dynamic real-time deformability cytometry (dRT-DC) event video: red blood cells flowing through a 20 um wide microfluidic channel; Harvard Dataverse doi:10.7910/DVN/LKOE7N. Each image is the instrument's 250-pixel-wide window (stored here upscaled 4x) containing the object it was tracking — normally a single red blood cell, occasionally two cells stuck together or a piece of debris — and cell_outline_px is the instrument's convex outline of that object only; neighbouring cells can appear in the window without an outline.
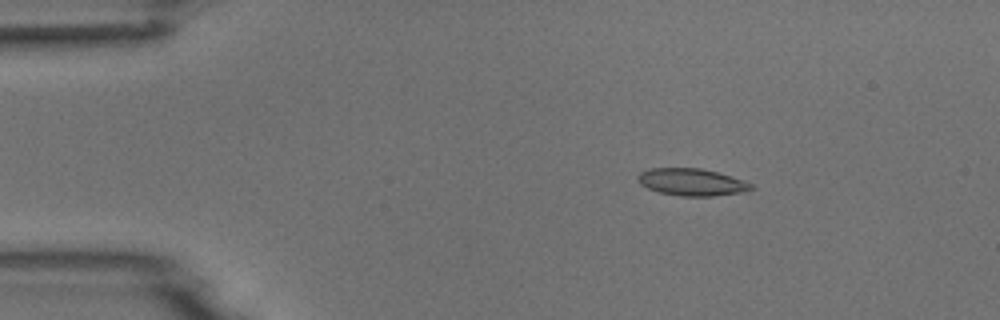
{"species": "common noctule bat (a hibernating species)", "species_latin": "Nyctalus noctula", "temperature_condition": "room temperature", "stored_images_in_passage": 4, "camera_frame_rate_fps": 3000, "um_per_image_px": 0.085, "animal": {"sex": "male", "body_mass_g": 18.8}, "frame": {"image": 1, "passage_image": 2, "time_ms": 2.0, "image_size_px": [1000, 320], "cell_outline_px": [[756, 188], [740, 192], [712, 196], [680, 196], [660, 192], [648, 188], [640, 184], [636, 180], [640, 172], [648, 168], [700, 168], [716, 172], [752, 184]], "centroid_in_image_um": [58.73, 15.48], "position_along_channel_um": 26.3, "area_um2": 17.69}}